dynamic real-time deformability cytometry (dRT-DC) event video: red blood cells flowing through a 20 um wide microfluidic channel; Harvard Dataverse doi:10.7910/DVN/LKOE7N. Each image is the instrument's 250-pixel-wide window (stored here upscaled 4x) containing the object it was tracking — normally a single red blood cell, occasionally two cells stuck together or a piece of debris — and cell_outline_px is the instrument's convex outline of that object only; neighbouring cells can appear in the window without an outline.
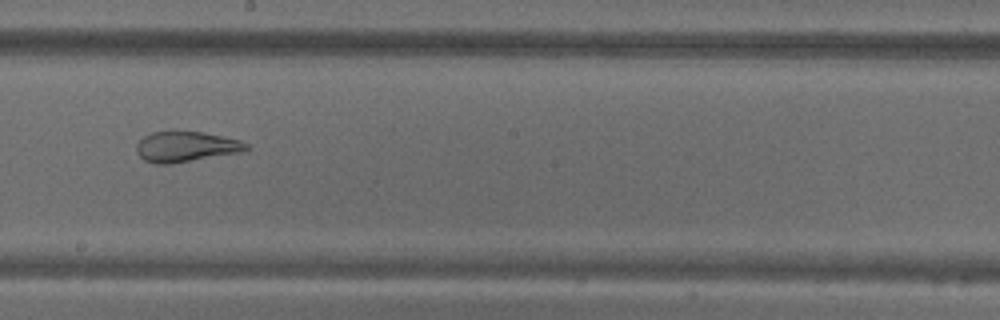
{"species": "common noctule bat (a hibernating species)", "species_latin": "Nyctalus noctula", "temperature_condition": "warm", "stored_images_in_passage": 29, "camera_frame_rate_fps": 3000, "um_per_image_px": 0.085, "animal": {"sex": "male", "body_mass_g": 18.8}, "frame": {"image": 1, "passage_image": 20, "time_ms": 6.333, "image_size_px": [1000, 320], "cell_outline_px": [[248, 148], [240, 152], [168, 164], [156, 164], [144, 160], [136, 152], [136, 144], [144, 136], [152, 132], [204, 132], [240, 140], [248, 144]], "centroid_in_image_um": [15.77, 12.47], "position_along_channel_um": 232.4, "area_um2": 19.13}}
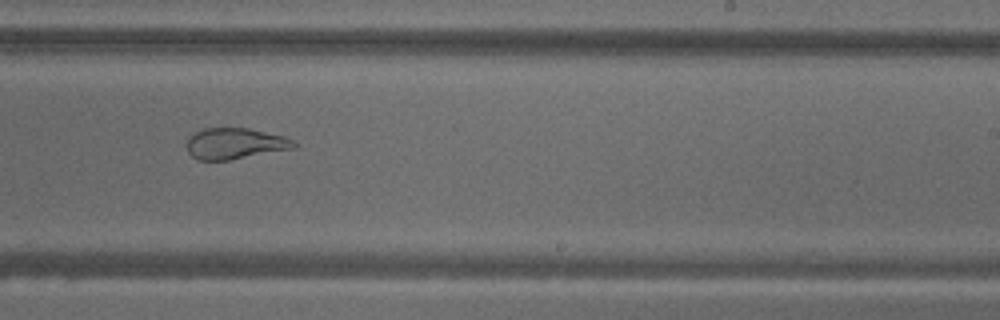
{"frame": {"image": 2, "passage_image": 23, "time_ms": 7.333, "image_size_px": [1000, 320], "cell_outline_px": [[300, 144], [296, 148], [228, 160], [196, 160], [188, 152], [188, 136], [204, 128], [248, 128], [284, 136], [296, 140]], "centroid_in_image_um": [20.03, 12.2], "position_along_channel_um": 269.0, "area_um2": 19.54}, "authors_computed_cell_mechanics": {"area_um2": 20.1722, "velocity_mm_per_s": 3.6731, "shape_relaxation_time_tau1_ms": null, "shape_relaxation_time_tau2_ms": 2.1109, "deformation_change_tau1": null, "deformation_change_tau2": 0.1078}}